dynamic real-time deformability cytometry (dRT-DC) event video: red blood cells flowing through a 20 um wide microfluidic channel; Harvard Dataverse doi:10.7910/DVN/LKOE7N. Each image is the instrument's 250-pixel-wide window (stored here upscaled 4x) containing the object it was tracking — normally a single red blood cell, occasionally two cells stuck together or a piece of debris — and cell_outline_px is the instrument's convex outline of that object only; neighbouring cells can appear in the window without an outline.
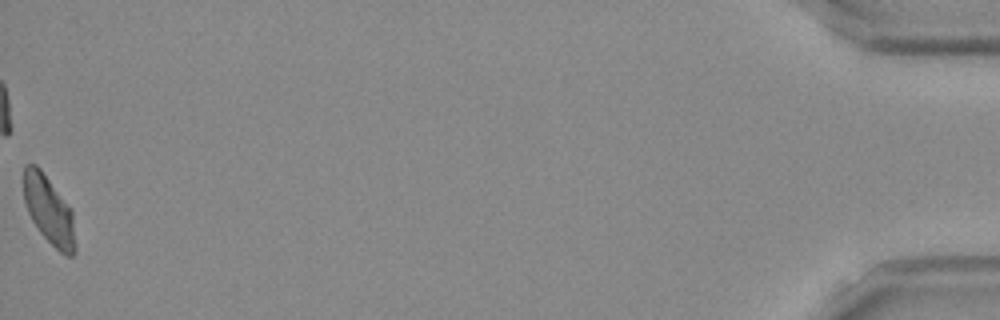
{"species": "Egyptian fruit bat (a non-hibernating species)", "species_latin": "Rousettus aegyptiacus", "temperature_condition": "room temperature", "stored_images_in_passage": 51, "camera_frame_rate_fps": 3000, "um_per_image_px": 0.085, "frame": {"image": 1, "passage_image": 51, "time_ms": 16.667, "image_size_px": [1000, 320], "cell_outline_px": [[76, 252], [72, 256], [68, 256], [60, 252], [40, 232], [32, 220], [28, 212], [24, 200], [24, 168], [28, 164], [36, 164], [40, 168], [72, 208], [76, 244]], "centroid_in_image_um": [4.19, 17.87], "position_along_channel_um": 431.0, "area_um2": 20.58}, "authors_computed_cell_mechanics": {"area_um2": 21.097, "velocity_mm_per_s": 3.8529, "shape_relaxation_time_tau1_ms": null, "shape_relaxation_time_tau2_ms": 2.3144, "deformation_change_tau1": null, "deformation_change_tau2": 0.0812}}